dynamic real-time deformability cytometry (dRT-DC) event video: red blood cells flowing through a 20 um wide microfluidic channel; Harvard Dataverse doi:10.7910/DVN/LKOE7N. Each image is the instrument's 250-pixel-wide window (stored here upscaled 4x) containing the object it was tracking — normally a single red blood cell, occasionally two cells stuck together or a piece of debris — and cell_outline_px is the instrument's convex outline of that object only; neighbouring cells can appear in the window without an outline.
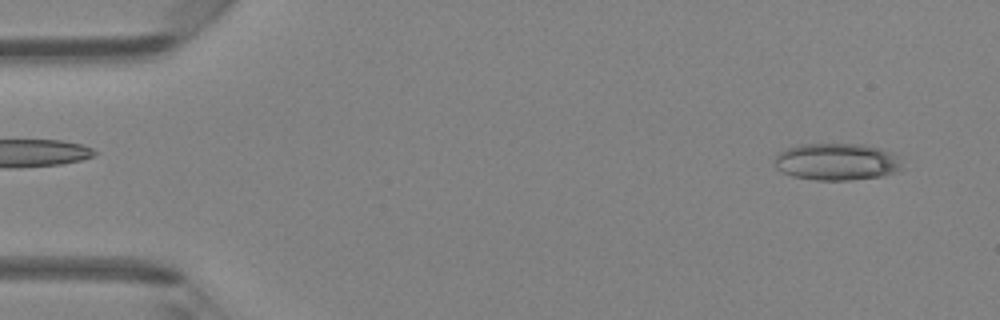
{"species": "Egyptian fruit bat (a non-hibernating species)", "species_latin": "Rousettus aegyptiacus", "temperature_condition": "room temperature", "stored_images_in_passage": 48, "camera_frame_rate_fps": 3000, "um_per_image_px": 0.085, "animal": {"sex": "female"}, "frame": {"image": 1, "passage_image": 3, "time_ms": 0.667, "image_size_px": [1000, 320], "cell_outline_px": [[904, 168], [900, 172], [884, 176], [852, 180], [816, 180], [792, 176], [780, 172], [776, 168], [776, 156], [780, 152], [788, 148], [800, 144], [864, 144], [880, 148], [900, 156]], "centroid_in_image_um": [71.21, 13.76], "position_along_channel_um": 13.8, "area_um2": 27.98}}
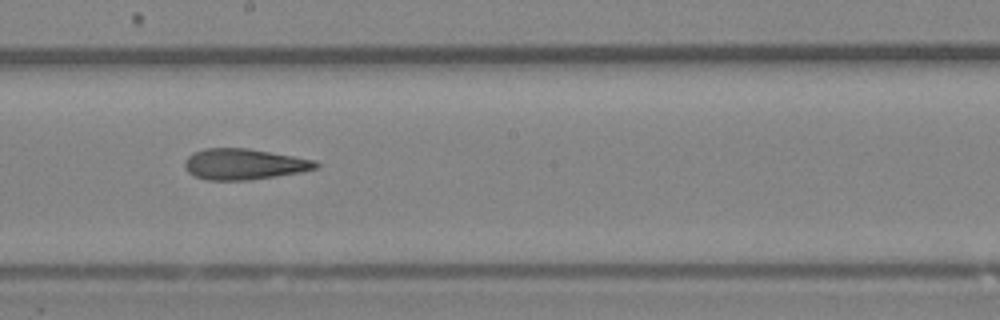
{"frame": {"image": 2, "passage_image": 26, "time_ms": 8.333, "image_size_px": [1000, 320], "cell_outline_px": [[320, 168], [300, 172], [276, 176], [248, 180], [208, 180], [196, 176], [188, 172], [184, 168], [184, 160], [192, 152], [204, 148], [248, 148], [316, 160], [320, 164]], "centroid_in_image_um": [20.74, 13.95], "position_along_channel_um": 227.5, "area_um2": 23.76}}
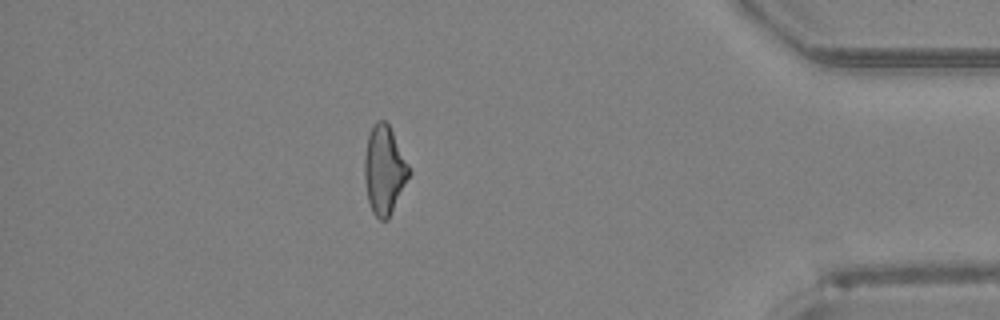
{"frame": {"image": 3, "passage_image": 41, "time_ms": 13.333, "image_size_px": [1000, 320], "cell_outline_px": [[412, 172], [388, 220], [380, 220], [372, 212], [368, 200], [364, 180], [364, 156], [368, 136], [372, 124], [376, 120], [384, 120], [388, 124]], "centroid_in_image_um": [32.65, 14.47], "position_along_channel_um": 402.5, "area_um2": 23.0}}